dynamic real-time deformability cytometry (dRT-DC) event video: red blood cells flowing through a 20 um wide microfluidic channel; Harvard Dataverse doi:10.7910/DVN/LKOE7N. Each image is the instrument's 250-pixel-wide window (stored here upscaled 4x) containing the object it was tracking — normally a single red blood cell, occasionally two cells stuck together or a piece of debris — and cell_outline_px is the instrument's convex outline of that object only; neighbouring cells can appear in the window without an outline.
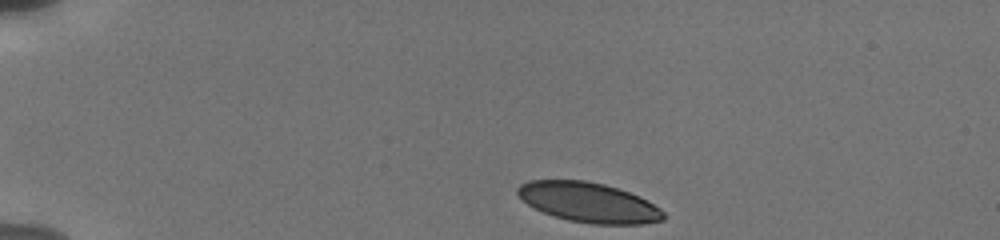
{"species": "human", "species_latin": "Homo sapiens", "temperature_condition": "cold", "stored_images_in_passage": 42, "camera_frame_rate_fps": 3000, "um_per_image_px": 0.085, "donor": {"sex": "male"}, "frame": {"image": 1, "passage_image": 1, "time_ms": 0.0, "image_size_px": [1000, 240], "cell_outline_px": [[664, 220], [644, 224], [592, 224], [568, 220], [552, 216], [528, 204], [516, 192], [516, 188], [520, 184], [528, 180], [584, 180], [604, 184], [640, 196], [648, 200], [660, 208], [664, 212]], "centroid_in_image_um": [50.05, 17.2], "position_along_channel_um": 35.0, "area_um2": 33.87}}
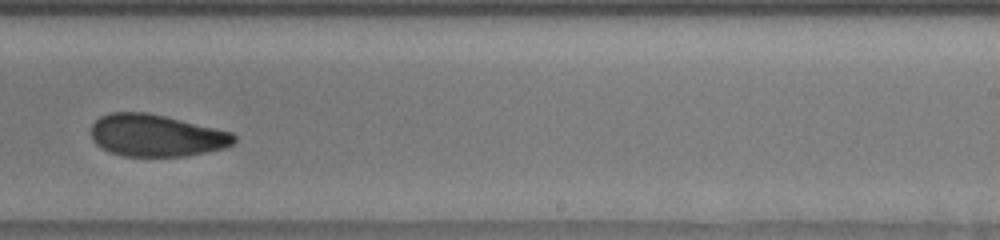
{"frame": {"image": 2, "passage_image": 24, "time_ms": 8.333, "image_size_px": [1000, 240], "cell_outline_px": [[236, 140], [232, 144], [224, 148], [188, 156], [124, 156], [108, 152], [96, 144], [92, 140], [92, 124], [100, 116], [112, 112], [148, 112], [216, 128], [232, 132], [236, 136]], "centroid_in_image_um": [13.28, 11.52], "position_along_channel_um": 275.7, "area_um2": 35.14}}
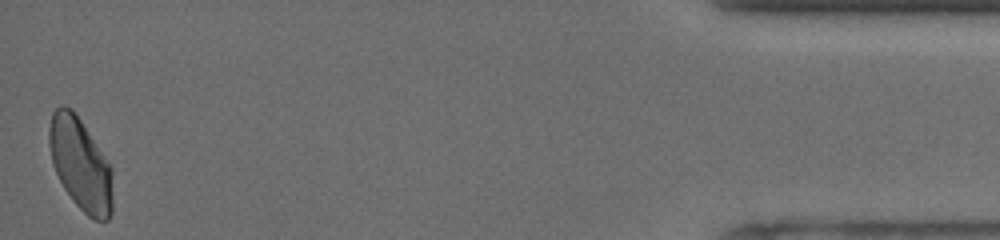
{"frame": {"image": 3, "passage_image": 42, "time_ms": 14.333, "image_size_px": [1000, 240], "cell_outline_px": [[112, 212], [108, 220], [96, 220], [88, 216], [72, 200], [64, 188], [52, 164], [48, 144], [48, 128], [52, 112], [56, 108], [64, 104], [72, 108], [76, 112], [112, 168]], "centroid_in_image_um": [6.82, 13.92], "position_along_channel_um": 428.4, "area_um2": 34.39}, "authors_computed_cell_mechanics": {"area_um2": 35.3158, "velocity_mm_per_s": 3.7659, "shape_relaxation_time_tau1_ms": 6.0086, "shape_relaxation_time_tau2_ms": 2.3921, "deformation_change_tau1": 0.1243, "deformation_change_tau2": 0.078}}